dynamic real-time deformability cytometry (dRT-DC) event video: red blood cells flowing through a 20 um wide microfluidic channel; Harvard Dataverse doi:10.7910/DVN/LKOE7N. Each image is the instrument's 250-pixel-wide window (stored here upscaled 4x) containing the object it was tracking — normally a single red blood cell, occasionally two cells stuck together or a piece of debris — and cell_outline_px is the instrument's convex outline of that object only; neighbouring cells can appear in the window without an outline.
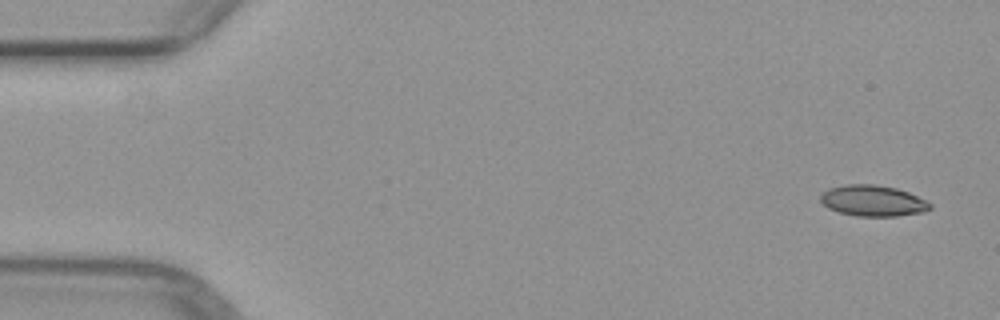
{"species": "common noctule bat (a hibernating species)", "species_latin": "Nyctalus noctula", "temperature_condition": "warm", "stored_images_in_passage": 5, "camera_frame_rate_fps": 3000, "um_per_image_px": 0.085, "animal": {"sex": "female", "body_mass_g": 29.2, "forearm_length_mm": 56.3}, "frame": {"image": 1, "passage_image": 1, "time_ms": 0.0, "image_size_px": [1000, 320], "cell_outline_px": [[932, 208], [924, 212], [896, 216], [856, 216], [840, 212], [828, 208], [820, 200], [820, 196], [828, 188], [848, 184], [872, 184], [896, 188], [908, 192], [932, 204]], "centroid_in_image_um": [74.2, 17.06], "position_along_channel_um": 10.8, "area_um2": 19.65}}